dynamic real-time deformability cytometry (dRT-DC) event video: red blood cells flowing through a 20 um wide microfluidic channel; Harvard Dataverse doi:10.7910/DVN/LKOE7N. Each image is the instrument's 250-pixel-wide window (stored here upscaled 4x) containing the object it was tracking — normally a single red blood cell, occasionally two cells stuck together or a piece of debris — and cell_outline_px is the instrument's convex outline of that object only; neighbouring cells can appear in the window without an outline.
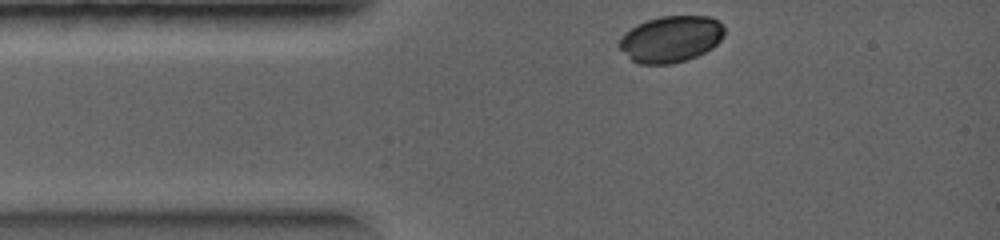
{"species": "common noctule bat (a hibernating species)", "species_latin": "Nyctalus noctula", "temperature_condition": "warm", "stored_images_in_passage": 18, "camera_frame_rate_fps": 5000, "um_per_image_px": 0.085, "animal": {"sex": "female", "body_mass_g": 19.0, "forearm_length_mm": 56.7}, "frame": {"image": 1, "passage_image": 1, "time_ms": 0.0, "image_size_px": [1000, 240], "cell_outline_px": [[724, 36], [712, 48], [688, 60], [672, 64], [640, 64], [632, 60], [620, 48], [620, 36], [624, 32], [636, 24], [660, 16], [708, 16], [716, 20], [724, 28]], "centroid_in_image_um": [57.01, 3.32], "position_along_channel_um": 28.0, "area_um2": 28.38}}
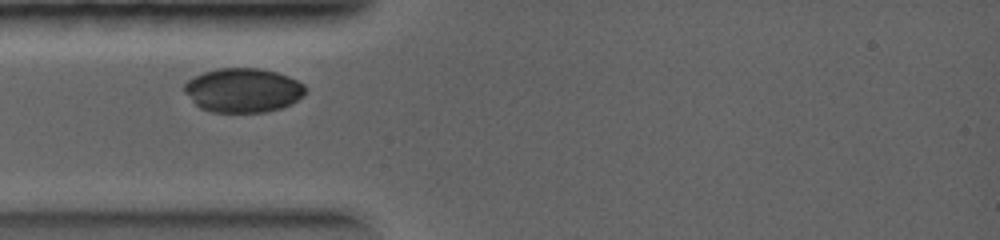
{"frame": {"image": 2, "passage_image": 5, "time_ms": 1.0, "image_size_px": [1000, 240], "cell_outline_px": [[304, 92], [292, 104], [280, 108], [264, 112], [212, 112], [200, 108], [184, 92], [184, 84], [188, 80], [204, 72], [216, 68], [260, 68], [276, 72], [288, 76], [304, 84]], "centroid_in_image_um": [20.63, 7.67], "position_along_channel_um": 64.4, "area_um2": 30.98}}
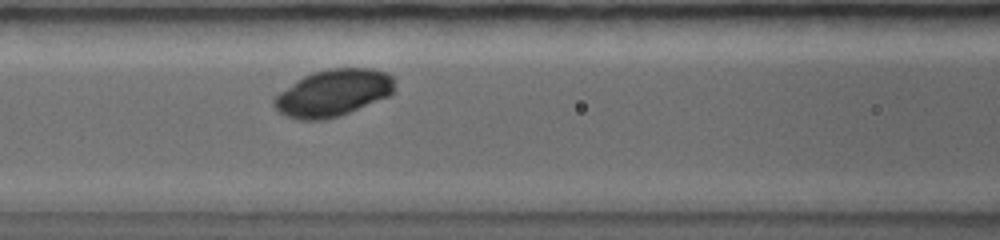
{"frame": {"image": 3, "passage_image": 9, "time_ms": 2.2, "image_size_px": [1000, 240], "cell_outline_px": [[392, 92], [388, 96], [340, 116], [324, 120], [296, 120], [284, 116], [272, 104], [272, 100], [280, 92], [296, 80], [312, 72], [328, 68], [372, 68], [384, 72], [392, 76]], "centroid_in_image_um": [28.26, 7.91], "position_along_channel_um": 138.3, "area_um2": 32.83}}